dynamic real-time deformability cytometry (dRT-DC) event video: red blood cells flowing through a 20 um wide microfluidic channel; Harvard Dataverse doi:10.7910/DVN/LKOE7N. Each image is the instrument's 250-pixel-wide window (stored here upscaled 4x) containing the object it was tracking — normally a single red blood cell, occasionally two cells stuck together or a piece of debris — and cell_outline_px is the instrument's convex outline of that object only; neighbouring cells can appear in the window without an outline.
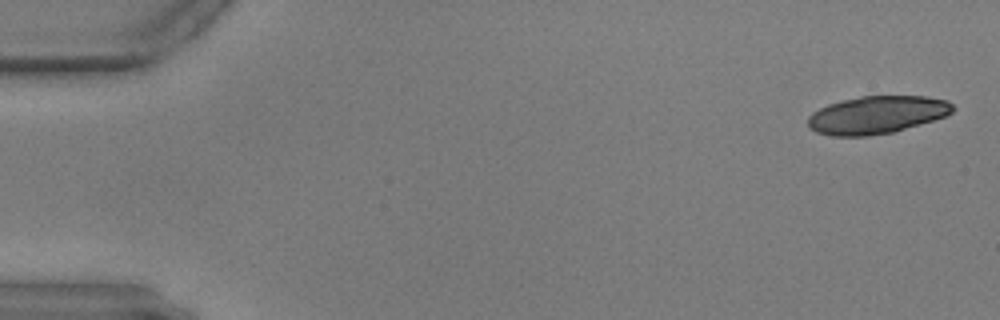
{"species": "common noctule bat (a hibernating species)", "species_latin": "Nyctalus noctula", "temperature_condition": "warm", "stored_images_in_passage": 19, "camera_frame_rate_fps": 3000, "um_per_image_px": 0.085, "animal": {"sex": "male", "body_mass_g": 17.9, "forearm_length_mm": 54.2}, "frame": {"image": 1, "passage_image": 1, "time_ms": 0.0, "image_size_px": [1000, 320], "cell_outline_px": [[956, 108], [952, 112], [944, 116], [920, 124], [892, 132], [868, 136], [832, 136], [816, 132], [808, 128], [808, 116], [812, 112], [828, 104], [860, 96], [924, 96], [948, 100]], "centroid_in_image_um": [74.51, 9.76], "position_along_channel_um": 10.5, "area_um2": 31.79}}